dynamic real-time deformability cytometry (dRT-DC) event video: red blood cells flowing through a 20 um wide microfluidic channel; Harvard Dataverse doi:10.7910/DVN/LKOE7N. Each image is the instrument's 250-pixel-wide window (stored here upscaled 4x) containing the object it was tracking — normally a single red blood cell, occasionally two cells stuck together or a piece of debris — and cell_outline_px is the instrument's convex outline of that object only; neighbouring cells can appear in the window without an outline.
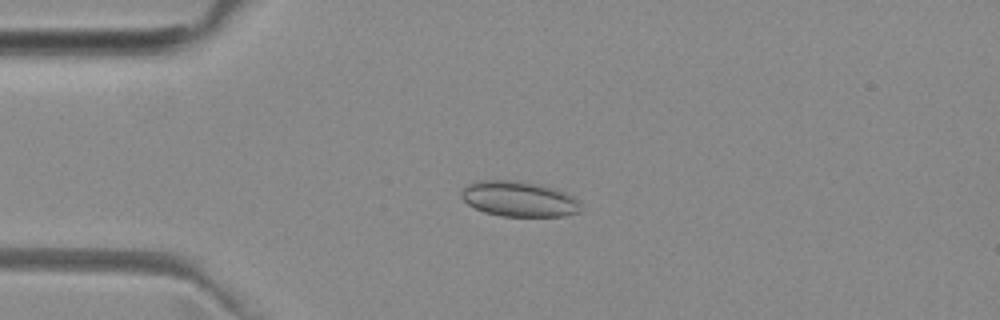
{"species": "common noctule bat (a hibernating species)", "species_latin": "Nyctalus noctula", "temperature_condition": "room temperature", "stored_images_in_passage": 52, "camera_frame_rate_fps": 3000, "um_per_image_px": 0.085, "animal": {"sex": "female", "body_mass_g": 29.2, "forearm_length_mm": 56.3}, "frame": {"image": 1, "passage_image": 13, "time_ms": 4.0, "image_size_px": [1000, 320], "cell_outline_px": [[580, 212], [564, 216], [500, 216], [484, 212], [468, 204], [460, 196], [460, 192], [468, 184], [476, 180], [516, 180], [540, 184], [564, 192], [572, 196], [580, 204]], "centroid_in_image_um": [44.08, 16.9], "position_along_channel_um": 40.9, "area_um2": 24.62}}
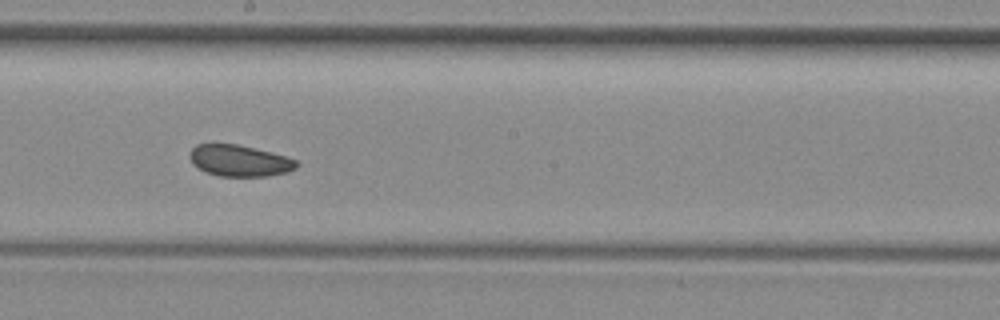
{"frame": {"image": 2, "passage_image": 29, "time_ms": 9.333, "image_size_px": [1000, 320], "cell_outline_px": [[300, 164], [296, 168], [288, 172], [268, 176], [220, 176], [204, 172], [192, 164], [188, 156], [192, 148], [196, 144], [236, 144], [272, 152], [288, 156], [300, 160]], "centroid_in_image_um": [20.39, 13.66], "position_along_channel_um": 227.8, "area_um2": 19.88}}
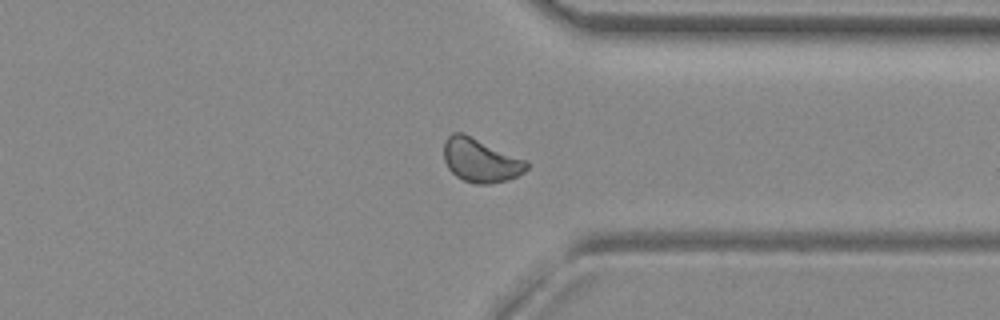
{"frame": {"image": 3, "passage_image": 40, "time_ms": 13.0, "image_size_px": [1000, 320], "cell_outline_px": [[528, 168], [524, 172], [508, 180], [488, 184], [476, 184], [464, 180], [456, 176], [448, 168], [444, 160], [444, 140], [452, 132], [464, 132], [528, 160]], "centroid_in_image_um": [40.85, 13.6], "position_along_channel_um": 370.5, "area_um2": 21.44}, "authors_computed_cell_mechanics": {"area_um2": 20.9236, "velocity_mm_per_s": 3.9578, "shape_relaxation_time_tau1_ms": 7.6518, "shape_relaxation_time_tau2_ms": 5.8161, "deformation_change_tau1": 0.081, "deformation_change_tau2": 0.0754}}